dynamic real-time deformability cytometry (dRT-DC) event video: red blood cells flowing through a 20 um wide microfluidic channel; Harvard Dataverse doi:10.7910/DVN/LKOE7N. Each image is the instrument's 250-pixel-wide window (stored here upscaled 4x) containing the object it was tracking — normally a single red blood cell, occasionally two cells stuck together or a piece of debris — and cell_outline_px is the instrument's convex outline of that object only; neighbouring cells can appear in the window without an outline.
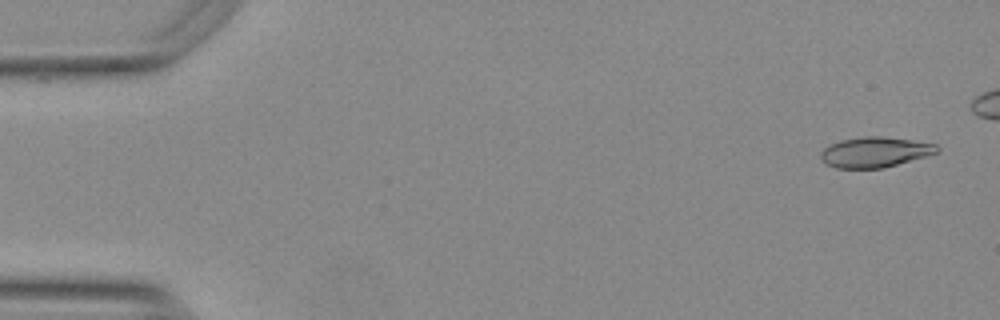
{"species": "Egyptian fruit bat (a non-hibernating species)", "species_latin": "Rousettus aegyptiacus", "temperature_condition": "warm", "stored_images_in_passage": 46, "camera_frame_rate_fps": 3000, "um_per_image_px": 0.085, "animal": {"sex": "female"}, "frame": {"image": 1, "passage_image": 1, "time_ms": 0.0, "image_size_px": [1000, 320], "cell_outline_px": [[940, 148], [936, 152], [924, 156], [884, 168], [836, 168], [824, 164], [820, 160], [820, 152], [824, 148], [840, 140], [864, 136], [880, 136], [912, 140], [936, 144]], "centroid_in_image_um": [74.31, 12.93], "position_along_channel_um": 10.7, "area_um2": 20.46}}
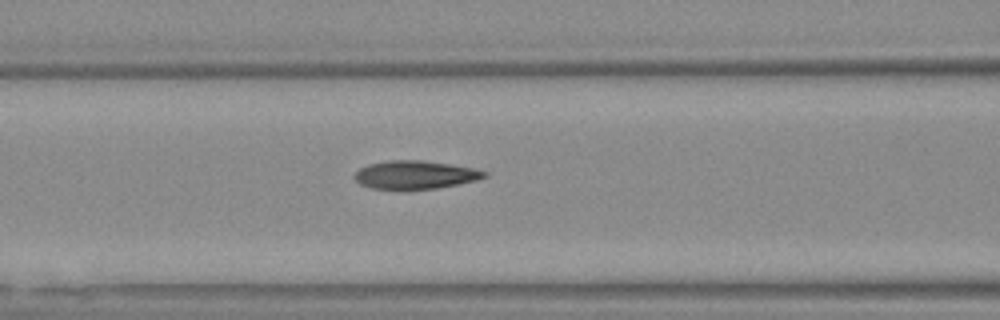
{"frame": {"image": 2, "passage_image": 21, "time_ms": 6.667, "image_size_px": [1000, 320], "cell_outline_px": [[488, 176], [476, 180], [436, 188], [372, 188], [360, 184], [352, 176], [360, 168], [368, 164], [388, 160], [420, 160], [448, 164], [472, 168], [488, 172]], "centroid_in_image_um": [35.27, 14.84], "position_along_channel_um": 131.3, "area_um2": 20.92}}
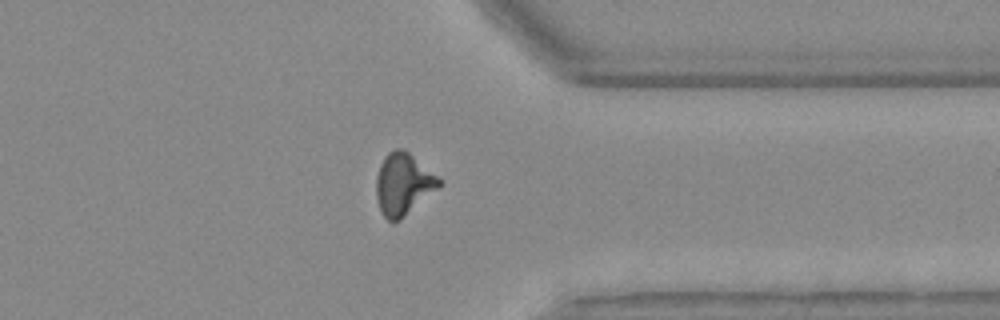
{"frame": {"image": 3, "passage_image": 41, "time_ms": 13.333, "image_size_px": [1000, 320], "cell_outline_px": [[444, 180], [436, 188], [400, 220], [388, 220], [384, 216], [380, 208], [376, 196], [376, 176], [380, 164], [384, 156], [388, 152], [396, 148], [404, 148]], "centroid_in_image_um": [34.26, 15.59], "position_along_channel_um": 377.1, "area_um2": 22.43}}